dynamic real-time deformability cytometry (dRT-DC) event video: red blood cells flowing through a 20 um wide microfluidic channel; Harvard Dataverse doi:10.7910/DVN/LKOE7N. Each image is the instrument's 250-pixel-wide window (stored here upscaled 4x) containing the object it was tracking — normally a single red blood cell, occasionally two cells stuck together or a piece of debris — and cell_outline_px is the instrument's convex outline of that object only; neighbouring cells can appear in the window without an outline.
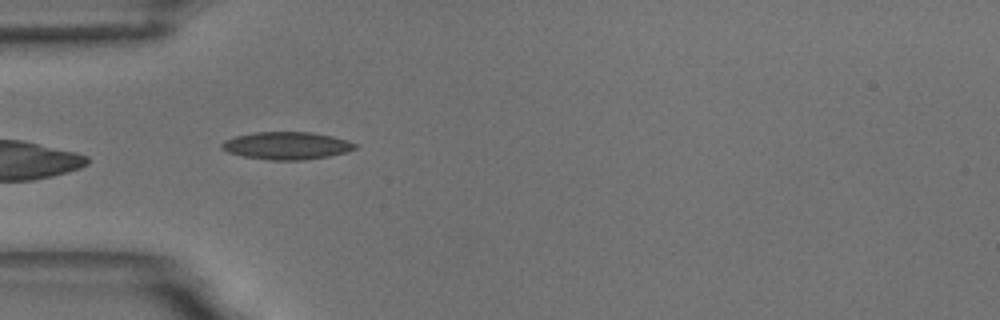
{"species": "common noctule bat (a hibernating species)", "species_latin": "Nyctalus noctula", "temperature_condition": "room temperature", "stored_images_in_passage": 6, "camera_frame_rate_fps": 3000, "um_per_image_px": 0.085, "animal": {"sex": "male", "body_mass_g": 18.8}, "frame": {"image": 1, "passage_image": 1, "time_ms": 0.0, "image_size_px": [1000, 320], "cell_outline_px": [[356, 148], [344, 152], [328, 156], [304, 160], [268, 160], [244, 156], [228, 152], [220, 148], [220, 144], [224, 140], [236, 136], [256, 132], [312, 132], [332, 136], [348, 140], [356, 144]], "centroid_in_image_um": [24.34, 12.38], "position_along_channel_um": 60.7, "area_um2": 21.33}}